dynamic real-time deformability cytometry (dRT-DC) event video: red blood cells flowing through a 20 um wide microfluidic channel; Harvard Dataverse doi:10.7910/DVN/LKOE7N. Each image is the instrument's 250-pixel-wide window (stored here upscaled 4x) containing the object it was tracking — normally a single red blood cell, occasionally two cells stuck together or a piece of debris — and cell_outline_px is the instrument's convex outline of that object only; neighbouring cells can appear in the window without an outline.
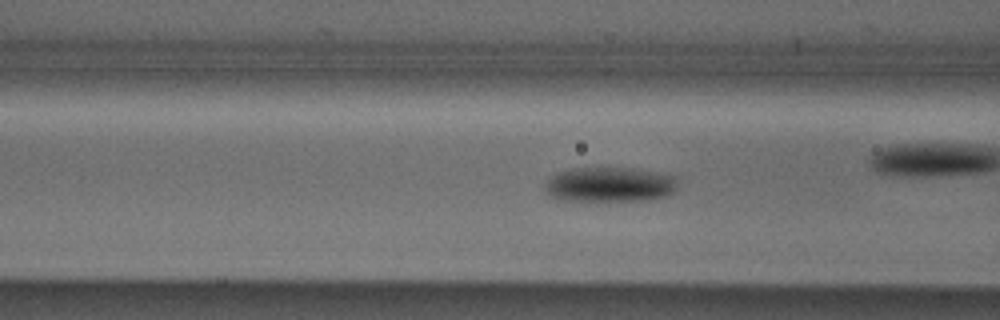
{"species": "Egyptian fruit bat (a non-hibernating species)", "species_latin": "Rousettus aegyptiacus", "temperature_condition": "cold", "stored_images_in_passage": 48, "camera_frame_rate_fps": 3000, "um_per_image_px": 0.085, "animal": {"sex": "male"}, "frame": {"image": 1, "passage_image": 14, "time_ms": 4.333, "image_size_px": [1000, 320], "cell_outline_px": [[676, 188], [668, 196], [648, 200], [556, 200], [548, 196], [544, 188], [548, 180], [552, 176], [560, 172], [576, 168], [632, 168], [672, 176], [676, 184]], "centroid_in_image_um": [51.77, 15.7], "position_along_channel_um": 114.8, "area_um2": 26.59}}
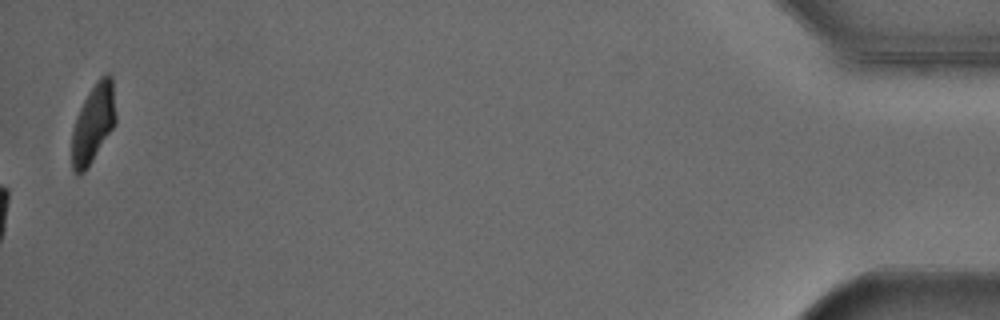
{"frame": {"image": 2, "passage_image": 48, "time_ms": 15.667, "image_size_px": [1000, 320], "cell_outline_px": [[116, 124], [88, 168], [80, 176], [76, 176], [72, 172], [72, 132], [80, 108], [88, 92], [96, 80], [104, 72], [112, 72], [116, 116]], "centroid_in_image_um": [7.95, 10.48], "position_along_channel_um": 427.3, "area_um2": 20.63}, "authors_computed_cell_mechanics": {"area_um2": 25.2008, "velocity_mm_per_s": 3.8483, "shape_relaxation_time_tau1_ms": 1.8201, "shape_relaxation_time_tau2_ms": null, "deformation_change_tau1": 0.0962, "deformation_change_tau2": null}}